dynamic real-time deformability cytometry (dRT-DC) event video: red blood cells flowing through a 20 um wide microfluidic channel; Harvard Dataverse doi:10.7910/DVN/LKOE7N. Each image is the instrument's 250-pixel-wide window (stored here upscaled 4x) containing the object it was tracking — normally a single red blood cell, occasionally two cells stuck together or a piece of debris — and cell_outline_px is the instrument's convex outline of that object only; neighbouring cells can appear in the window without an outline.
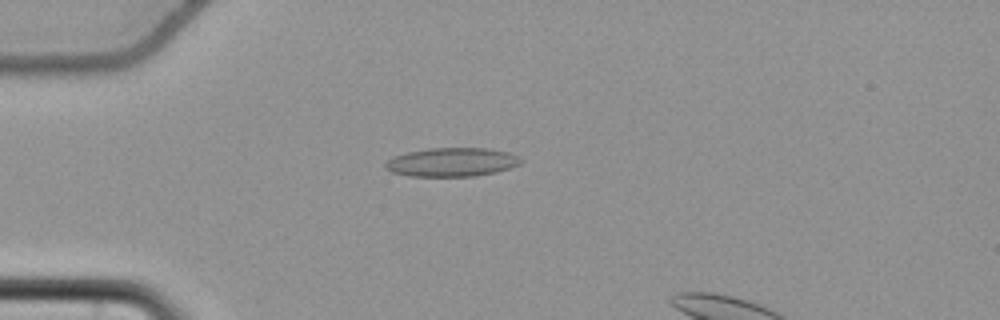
{"species": "common noctule bat (a hibernating species)", "species_latin": "Nyctalus noctula", "temperature_condition": "cold", "stored_images_in_passage": 24, "camera_frame_rate_fps": 3000, "um_per_image_px": 0.085, "animal": {"sex": "female", "body_mass_g": 22.7, "forearm_length_mm": 54.2}, "frame": {"image": 1, "passage_image": 3, "time_ms": 0.667, "image_size_px": [1000, 320], "cell_outline_px": [[524, 160], [520, 164], [512, 168], [496, 172], [476, 176], [408, 176], [392, 172], [384, 168], [384, 164], [392, 156], [408, 152], [428, 148], [488, 148], [508, 152], [520, 156]], "centroid_in_image_um": [38.43, 13.78], "position_along_channel_um": 46.6, "area_um2": 23.0}}
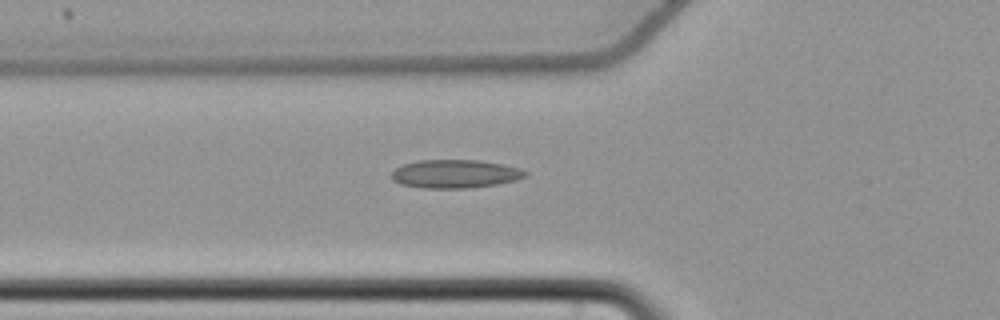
{"frame": {"image": 2, "passage_image": 8, "time_ms": 2.333, "image_size_px": [1000, 320], "cell_outline_px": [[528, 176], [516, 180], [496, 184], [468, 188], [424, 188], [400, 184], [392, 180], [392, 172], [396, 168], [404, 164], [420, 160], [480, 160], [504, 164], [520, 168], [528, 172]], "centroid_in_image_um": [38.72, 14.77], "position_along_channel_um": 87.1, "area_um2": 22.2}}